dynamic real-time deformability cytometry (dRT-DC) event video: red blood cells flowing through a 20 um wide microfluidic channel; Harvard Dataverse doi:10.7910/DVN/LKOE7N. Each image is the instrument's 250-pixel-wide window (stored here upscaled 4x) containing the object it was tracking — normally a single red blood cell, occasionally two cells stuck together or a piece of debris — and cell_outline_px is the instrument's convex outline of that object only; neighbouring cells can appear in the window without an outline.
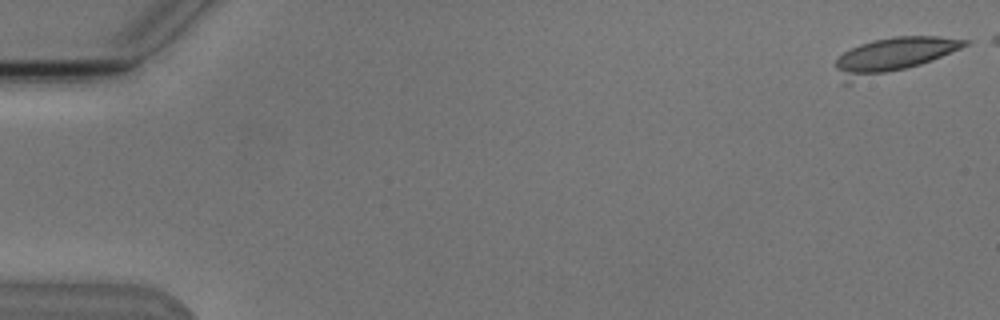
{"species": "Egyptian fruit bat (a non-hibernating species)", "species_latin": "Rousettus aegyptiacus", "temperature_condition": "cold", "stored_images_in_passage": 4, "camera_frame_rate_fps": 3000, "um_per_image_px": 0.085, "animal": {"sex": "male"}, "frame": {"image": 1, "passage_image": 1, "time_ms": 0.0, "image_size_px": [1000, 320], "cell_outline_px": [[972, 40], [968, 44], [960, 48], [932, 60], [920, 64], [848, 84], [840, 84], [836, 68], [836, 60], [844, 52], [860, 44], [872, 40], [896, 36], [936, 36]], "centroid_in_image_um": [75.84, 4.73], "position_along_channel_um": 9.2, "area_um2": 26.41}}